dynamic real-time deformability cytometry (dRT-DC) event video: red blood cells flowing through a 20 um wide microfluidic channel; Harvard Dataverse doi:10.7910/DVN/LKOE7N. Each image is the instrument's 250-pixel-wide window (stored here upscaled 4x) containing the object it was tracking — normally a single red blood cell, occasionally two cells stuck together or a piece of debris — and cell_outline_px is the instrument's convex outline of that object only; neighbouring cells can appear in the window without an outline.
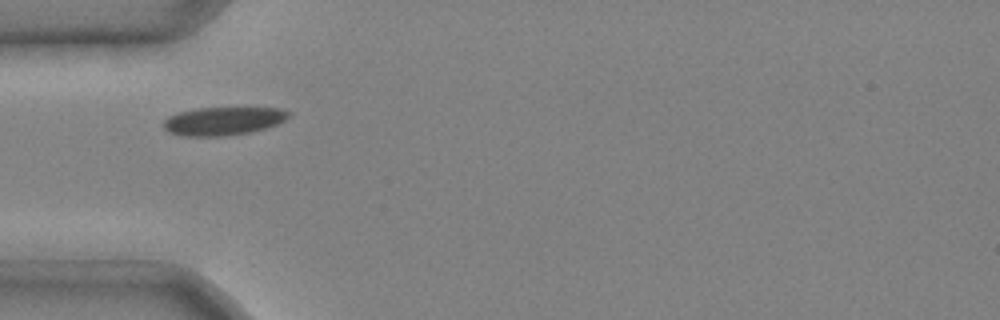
{"species": "common noctule bat (a hibernating species)", "species_latin": "Nyctalus noctula", "temperature_condition": "cold", "stored_images_in_passage": 2, "camera_frame_rate_fps": 3000, "um_per_image_px": 0.085, "animal": {"sex": "male", "body_mass_g": 20.4}, "frame": {"image": 1, "passage_image": 1, "time_ms": 0.0, "image_size_px": [1000, 320], "cell_outline_px": [[292, 112], [284, 120], [276, 124], [252, 132], [228, 136], [180, 136], [168, 132], [164, 128], [164, 120], [168, 116], [176, 112], [196, 108], [280, 108]], "centroid_in_image_um": [18.93, 10.29], "position_along_channel_um": 66.1, "area_um2": 20.75}}
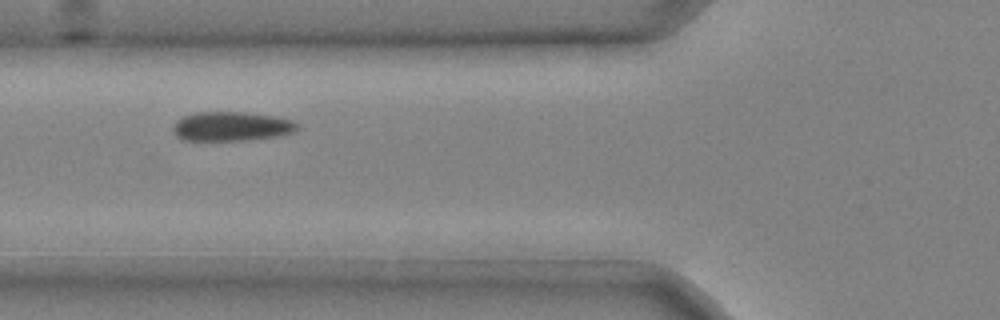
{"frame": {"image": 2, "passage_image": 2, "time_ms": 0.333, "image_size_px": [1000, 320], "cell_outline_px": [[300, 128], [292, 132], [280, 136], [248, 140], [180, 140], [176, 136], [172, 128], [176, 120], [184, 116], [196, 112], [244, 112], [276, 116], [292, 120], [300, 124]], "centroid_in_image_um": [19.7, 10.74], "position_along_channel_um": 106.1, "area_um2": 21.44}}